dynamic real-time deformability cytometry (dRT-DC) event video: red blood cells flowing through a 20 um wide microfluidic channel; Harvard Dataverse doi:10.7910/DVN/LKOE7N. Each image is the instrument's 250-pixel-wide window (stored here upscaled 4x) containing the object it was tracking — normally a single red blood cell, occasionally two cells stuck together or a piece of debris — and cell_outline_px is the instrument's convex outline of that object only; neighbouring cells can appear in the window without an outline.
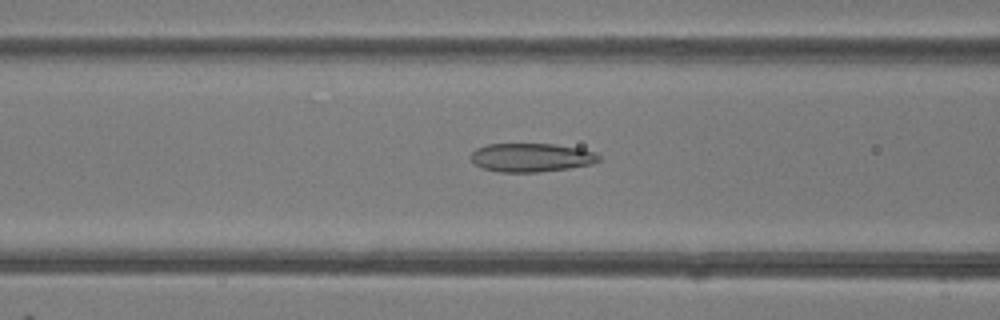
{"species": "common noctule bat (a hibernating species)", "species_latin": "Nyctalus noctula", "temperature_condition": "room temperature", "stored_images_in_passage": 48, "camera_frame_rate_fps": 3000, "um_per_image_px": 0.085, "animal": {"sex": "female"}, "frame": {"image": 1, "passage_image": 19, "time_ms": 6.0, "image_size_px": [1000, 320], "cell_outline_px": [[600, 160], [592, 164], [568, 168], [540, 172], [500, 172], [484, 168], [476, 164], [468, 156], [476, 148], [488, 144], [556, 144], [580, 148], [596, 152], [600, 156]], "centroid_in_image_um": [45.18, 13.38], "position_along_channel_um": 121.4, "area_um2": 21.44}}
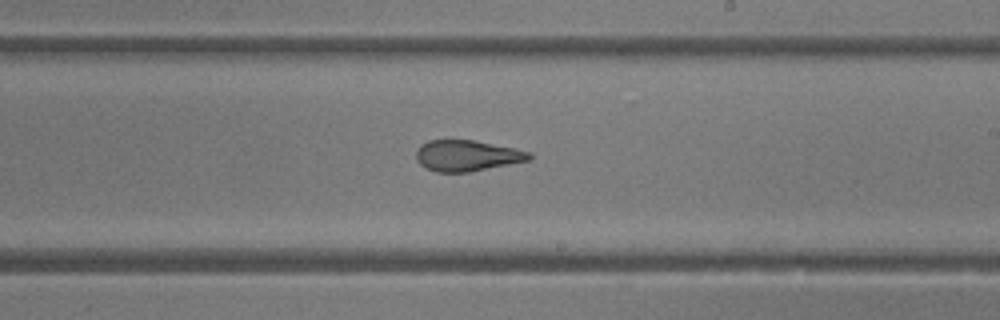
{"frame": {"image": 2, "passage_image": 28, "time_ms": 9.0, "image_size_px": [1000, 320], "cell_outline_px": [[532, 160], [468, 172], [436, 172], [420, 164], [416, 160], [416, 152], [420, 144], [428, 140], [472, 140], [516, 148], [532, 152]], "centroid_in_image_um": [39.72, 13.22], "position_along_channel_um": 249.3, "area_um2": 20.52}}
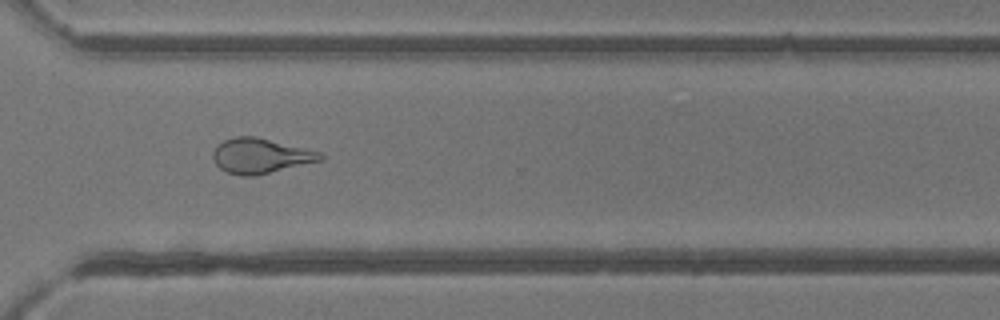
{"frame": {"image": 3, "passage_image": 35, "time_ms": 11.333, "image_size_px": [1000, 320], "cell_outline_px": [[324, 160], [256, 176], [240, 176], [228, 172], [220, 168], [216, 164], [212, 156], [212, 152], [224, 140], [236, 136], [256, 136], [324, 152]], "centroid_in_image_um": [22.21, 13.25], "position_along_channel_um": 348.4, "area_um2": 22.2}, "authors_computed_cell_mechanics": {"area_um2": 22.831, "velocity_mm_per_s": 4.2639, "shape_relaxation_time_tau1_ms": null, "shape_relaxation_time_tau2_ms": 1.4765, "deformation_change_tau1": null, "deformation_change_tau2": 0.1036}}